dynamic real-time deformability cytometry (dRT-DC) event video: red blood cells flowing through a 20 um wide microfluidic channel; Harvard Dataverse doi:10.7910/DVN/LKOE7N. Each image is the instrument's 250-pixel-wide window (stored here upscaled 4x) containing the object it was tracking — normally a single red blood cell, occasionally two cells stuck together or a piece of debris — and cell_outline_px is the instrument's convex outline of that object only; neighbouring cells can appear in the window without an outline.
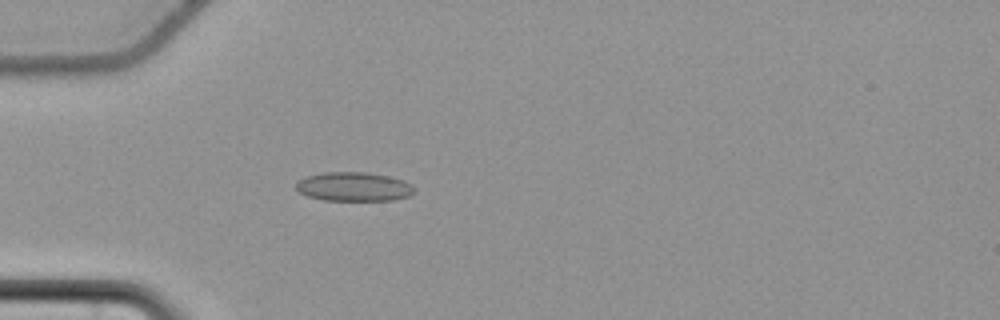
{"species": "common noctule bat (a hibernating species)", "species_latin": "Nyctalus noctula", "temperature_condition": "cold", "stored_images_in_passage": 11, "camera_frame_rate_fps": 3000, "um_per_image_px": 0.085, "animal": {"sex": "female", "body_mass_g": 22.7, "forearm_length_mm": 54.2}, "frame": {"image": 1, "passage_image": 7, "time_ms": 2.0, "image_size_px": [1000, 320], "cell_outline_px": [[416, 192], [408, 196], [392, 200], [324, 200], [308, 196], [300, 192], [296, 188], [296, 184], [304, 176], [324, 172], [368, 172], [388, 176], [404, 180], [416, 188]], "centroid_in_image_um": [30.1, 15.86], "position_along_channel_um": 54.9, "area_um2": 20.06}}
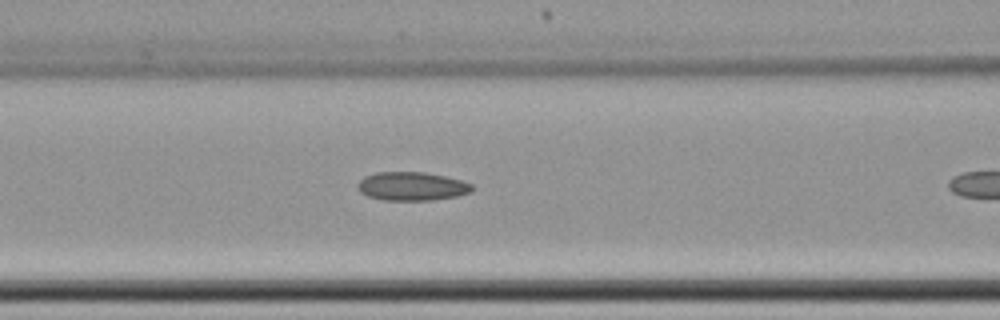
{"frame": {"image": 2, "passage_image": 10, "time_ms": 3.0, "image_size_px": [1000, 320], "cell_outline_px": [[472, 192], [456, 196], [432, 200], [384, 200], [368, 196], [360, 192], [356, 184], [364, 176], [376, 172], [424, 172], [444, 176], [460, 180], [472, 184]], "centroid_in_image_um": [34.98, 15.83], "position_along_channel_um": 131.6, "area_um2": 19.02}}